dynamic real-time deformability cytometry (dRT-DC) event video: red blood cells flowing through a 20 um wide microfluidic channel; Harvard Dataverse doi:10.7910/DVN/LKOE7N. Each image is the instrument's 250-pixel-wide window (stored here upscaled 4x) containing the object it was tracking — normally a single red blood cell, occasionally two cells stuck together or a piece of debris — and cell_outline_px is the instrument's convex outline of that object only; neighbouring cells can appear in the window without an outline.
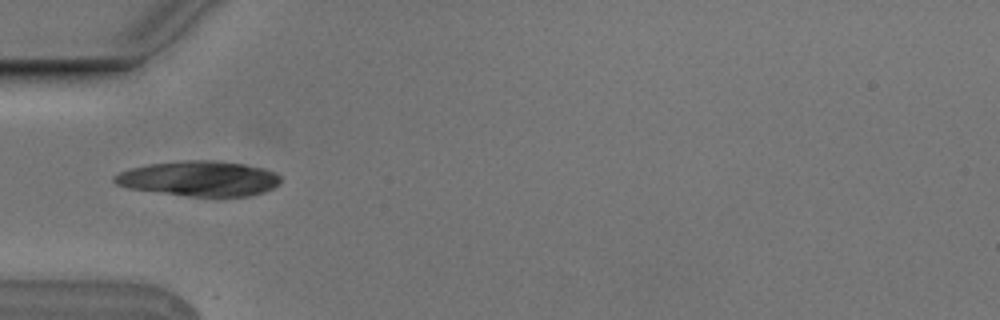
{"species": "Egyptian fruit bat (a non-hibernating species)", "species_latin": "Rousettus aegyptiacus", "temperature_condition": "cold", "stored_images_in_passage": 1, "camera_frame_rate_fps": 3000, "um_per_image_px": 0.085, "animal": {"sex": "male"}, "frame": {"image": 1, "passage_image": 1, "time_ms": 0.0, "image_size_px": [1000, 320], "cell_outline_px": [[280, 184], [264, 192], [248, 196], [188, 196], [128, 188], [116, 184], [112, 180], [112, 176], [120, 172], [132, 168], [148, 164], [184, 160], [216, 160], [244, 164], [264, 168], [276, 172], [280, 176]], "centroid_in_image_um": [16.95, 15.17], "position_along_channel_um": 68.1, "area_um2": 34.1}}